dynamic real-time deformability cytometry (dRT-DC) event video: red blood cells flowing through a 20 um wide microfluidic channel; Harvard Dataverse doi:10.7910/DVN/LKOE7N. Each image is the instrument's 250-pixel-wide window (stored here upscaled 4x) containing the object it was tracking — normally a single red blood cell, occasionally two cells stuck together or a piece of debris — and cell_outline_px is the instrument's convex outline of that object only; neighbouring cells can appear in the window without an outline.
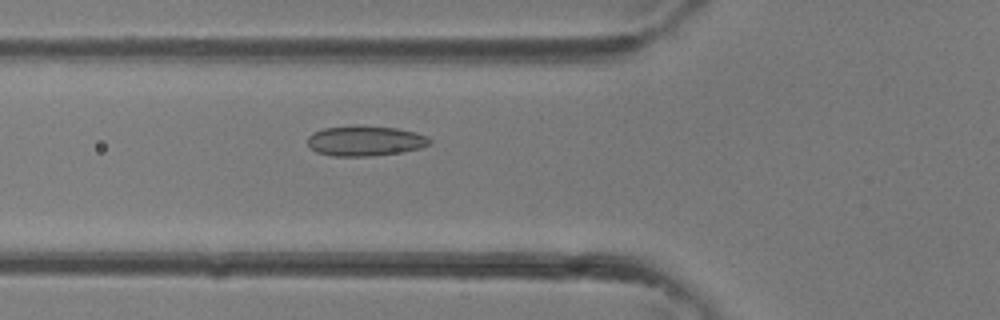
{"species": "common noctule bat (a hibernating species)", "species_latin": "Nyctalus noctula", "temperature_condition": "room temperature", "stored_images_in_passage": 38, "camera_frame_rate_fps": 3000, "um_per_image_px": 0.085, "animal": {"sex": "female"}, "frame": {"image": 1, "passage_image": 14, "time_ms": 4.333, "image_size_px": [1000, 320], "cell_outline_px": [[432, 144], [420, 148], [404, 152], [372, 156], [332, 156], [316, 152], [308, 148], [308, 136], [312, 132], [324, 128], [360, 124], [396, 128], [416, 132], [428, 136], [432, 140]], "centroid_in_image_um": [31.05, 11.96], "position_along_channel_um": 94.8, "area_um2": 22.08}}
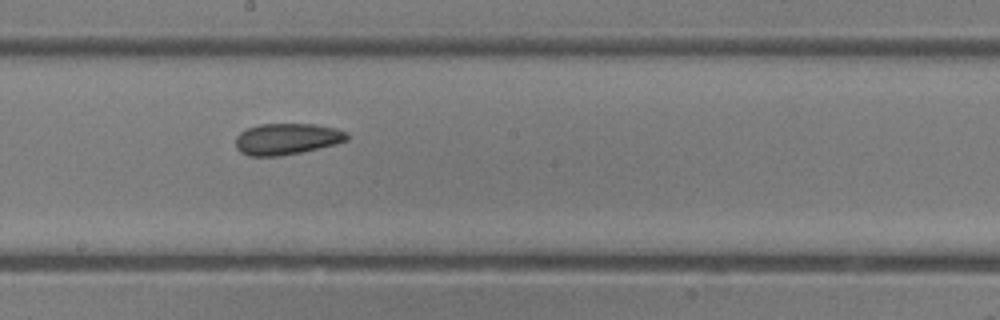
{"frame": {"image": 2, "passage_image": 21, "time_ms": 6.667, "image_size_px": [1000, 320], "cell_outline_px": [[348, 140], [336, 144], [300, 152], [280, 156], [248, 156], [240, 152], [236, 148], [236, 136], [240, 132], [248, 128], [260, 124], [316, 124], [336, 128], [348, 132]], "centroid_in_image_um": [24.38, 11.81], "position_along_channel_um": 223.8, "area_um2": 20.4}}
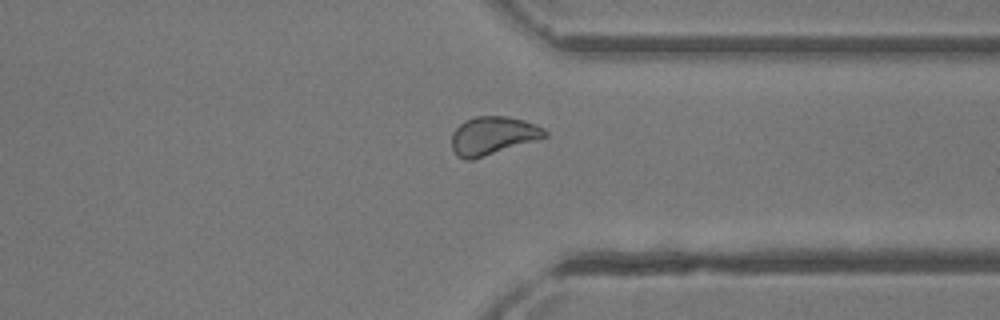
{"frame": {"image": 3, "passage_image": 29, "time_ms": 9.333, "image_size_px": [1000, 320], "cell_outline_px": [[548, 136], [536, 140], [472, 160], [464, 160], [456, 156], [452, 148], [452, 132], [464, 120], [476, 116], [508, 116], [524, 120], [536, 124], [544, 128], [548, 132]], "centroid_in_image_um": [41.88, 11.53], "position_along_channel_um": 369.5, "area_um2": 20.87}}